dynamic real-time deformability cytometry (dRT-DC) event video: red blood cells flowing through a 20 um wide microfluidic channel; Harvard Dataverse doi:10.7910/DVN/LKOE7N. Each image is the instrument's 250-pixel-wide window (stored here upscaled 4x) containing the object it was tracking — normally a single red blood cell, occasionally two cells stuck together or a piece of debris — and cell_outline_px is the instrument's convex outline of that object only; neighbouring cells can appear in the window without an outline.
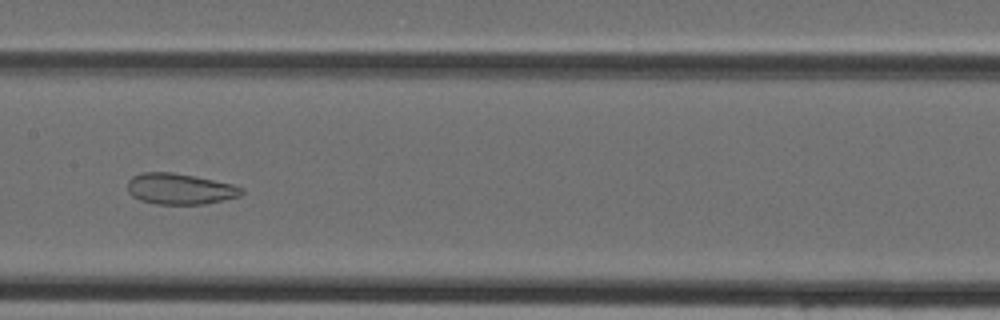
{"species": "Egyptian fruit bat (a non-hibernating species)", "species_latin": "Rousettus aegyptiacus", "temperature_condition": "cold", "stored_images_in_passage": 39, "camera_frame_rate_fps": 3000, "um_per_image_px": 0.085, "animal": {"sex": "female"}, "frame": {"image": 1, "passage_image": 17, "time_ms": 5.333, "image_size_px": [1000, 320], "cell_outline_px": [[244, 192], [240, 196], [204, 204], [156, 204], [140, 200], [132, 196], [128, 192], [128, 180], [132, 176], [140, 172], [172, 172], [232, 184], [244, 188]], "centroid_in_image_um": [15.26, 16.05], "position_along_channel_um": 192.1, "area_um2": 20.52}}
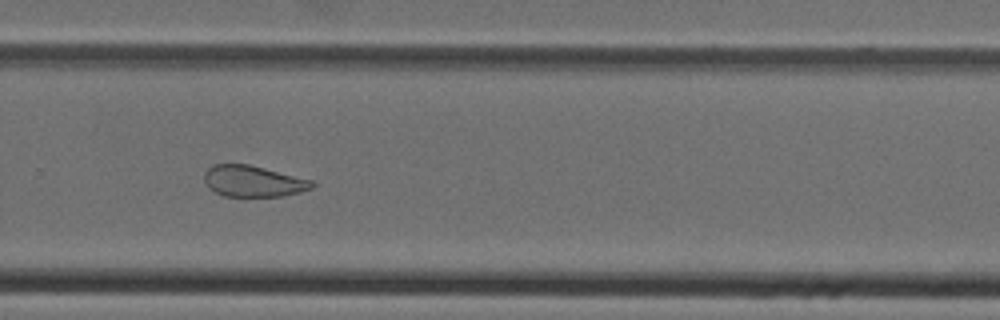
{"frame": {"image": 2, "passage_image": 25, "time_ms": 8.0, "image_size_px": [1000, 320], "cell_outline_px": [[316, 184], [312, 188], [300, 192], [284, 196], [224, 196], [208, 188], [204, 180], [204, 172], [212, 164], [248, 164], [312, 180]], "centroid_in_image_um": [21.51, 15.4], "position_along_channel_um": 308.3, "area_um2": 19.59}}
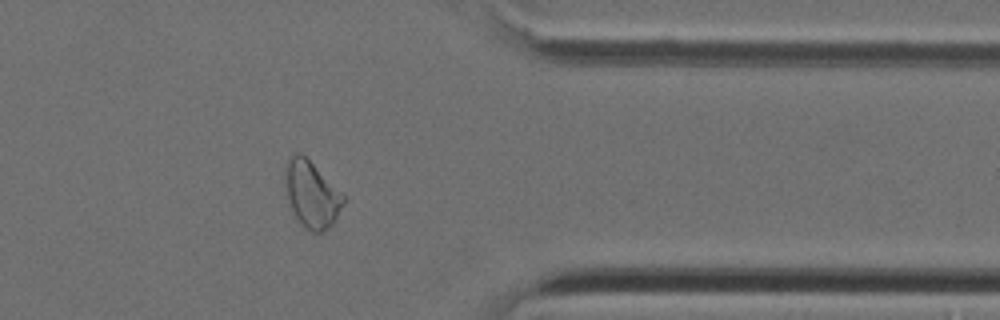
{"frame": {"image": 3, "passage_image": 31, "time_ms": 10.0, "image_size_px": [1000, 320], "cell_outline_px": [[344, 204], [332, 224], [324, 232], [312, 232], [304, 228], [296, 220], [288, 204], [284, 172], [288, 160], [292, 152], [300, 152], [344, 192]], "centroid_in_image_um": [26.48, 16.52], "position_along_channel_um": 384.9, "area_um2": 23.0}}